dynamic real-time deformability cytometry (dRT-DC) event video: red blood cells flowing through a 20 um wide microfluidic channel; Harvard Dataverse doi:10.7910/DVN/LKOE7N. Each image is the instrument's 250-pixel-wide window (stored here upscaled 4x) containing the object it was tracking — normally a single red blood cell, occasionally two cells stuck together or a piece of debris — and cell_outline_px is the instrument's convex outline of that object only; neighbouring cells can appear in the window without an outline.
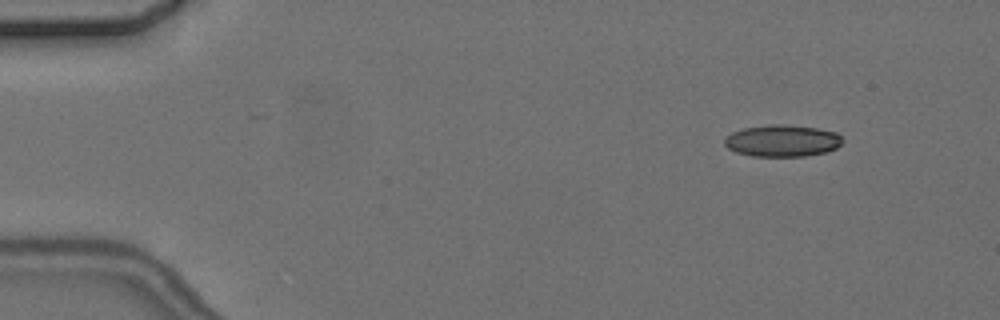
{"species": "common noctule bat (a hibernating species)", "species_latin": "Nyctalus noctula", "temperature_condition": "cold", "stored_images_in_passage": 5, "camera_frame_rate_fps": 3000, "um_per_image_px": 0.085, "animal": {"sex": "female", "body_mass_g": 24.6, "forearm_length_mm": 56.2}, "frame": {"image": 1, "passage_image": 2, "time_ms": 1.0, "image_size_px": [1000, 320], "cell_outline_px": [[844, 140], [836, 148], [828, 152], [804, 156], [752, 156], [736, 152], [728, 148], [724, 144], [724, 140], [732, 132], [744, 128], [768, 124], [784, 124], [816, 128], [836, 132]], "centroid_in_image_um": [66.5, 11.96], "position_along_channel_um": 18.5, "area_um2": 21.91}}